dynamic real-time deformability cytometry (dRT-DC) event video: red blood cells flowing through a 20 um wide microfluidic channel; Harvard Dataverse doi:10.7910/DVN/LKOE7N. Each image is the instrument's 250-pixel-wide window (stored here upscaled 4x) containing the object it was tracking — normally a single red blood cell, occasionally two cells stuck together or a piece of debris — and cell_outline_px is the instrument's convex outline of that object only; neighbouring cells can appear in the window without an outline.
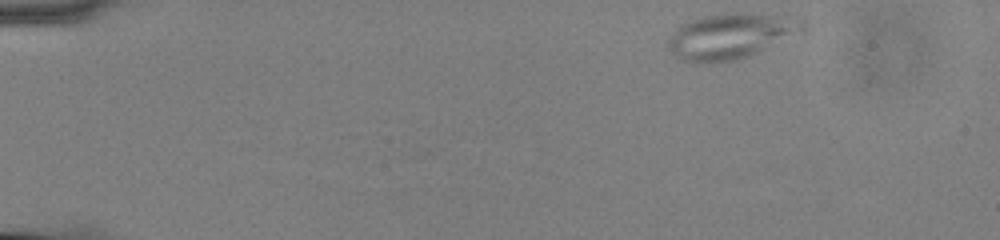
{"species": "common noctule bat (a hibernating species)", "species_latin": "Nyctalus noctula", "temperature_condition": "cold", "stored_images_in_passage": 51, "camera_frame_rate_fps": 3000, "um_per_image_px": 0.085, "animal": {"sex": "male", "body_mass_g": 13.0, "forearm_length_mm": 53.1}, "frame": {"image": 1, "passage_image": 1, "time_ms": 0.0, "image_size_px": [1000, 240], "cell_outline_px": [[808, 28], [804, 32], [748, 56], [736, 60], [708, 64], [696, 64], [680, 60], [668, 48], [668, 36], [680, 24], [704, 16], [728, 12], [740, 12], [796, 16], [804, 20]], "centroid_in_image_um": [62.15, 3.06], "position_along_channel_um": 22.8, "area_um2": 36.7}}
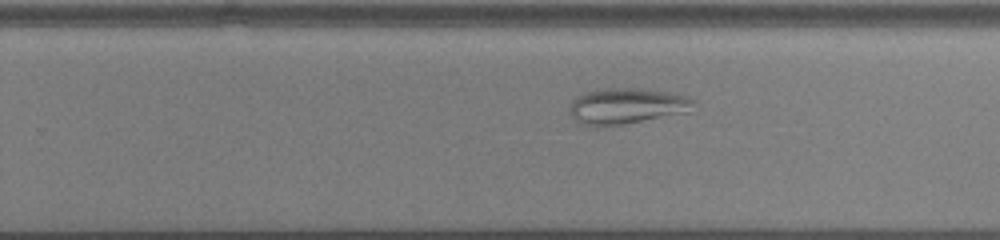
{"frame": {"image": 2, "passage_image": 31, "time_ms": 10.0, "image_size_px": [1000, 240], "cell_outline_px": [[696, 100], [688, 112], [624, 124], [576, 124], [568, 108], [572, 100], [580, 92], [604, 88], [640, 88], [668, 92], [688, 96]], "centroid_in_image_um": [53.24, 8.98], "position_along_channel_um": 276.6, "area_um2": 25.89}}
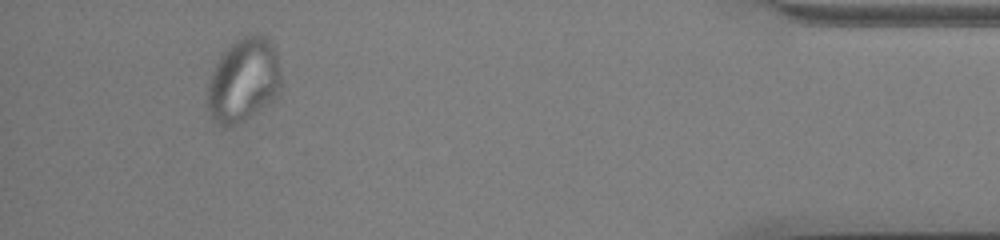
{"frame": {"image": 3, "passage_image": 47, "time_ms": 15.333, "image_size_px": [1000, 240], "cell_outline_px": [[280, 96], [232, 128], [224, 128], [212, 116], [208, 108], [208, 84], [212, 72], [220, 56], [236, 40], [244, 36], [264, 36], [276, 48], [280, 72]], "centroid_in_image_um": [20.72, 6.85], "position_along_channel_um": 414.5, "area_um2": 35.78}}